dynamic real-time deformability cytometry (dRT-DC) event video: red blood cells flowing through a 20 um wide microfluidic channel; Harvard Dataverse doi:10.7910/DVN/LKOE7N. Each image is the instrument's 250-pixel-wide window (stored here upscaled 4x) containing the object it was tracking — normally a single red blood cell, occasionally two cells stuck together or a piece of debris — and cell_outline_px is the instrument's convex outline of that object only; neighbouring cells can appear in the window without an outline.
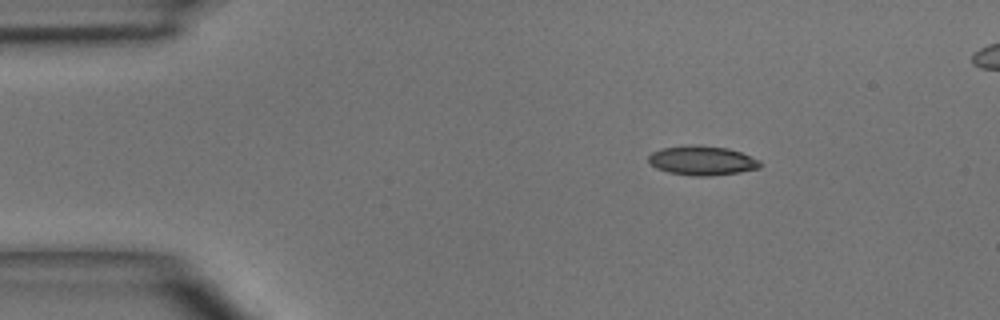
{"species": "common noctule bat (a hibernating species)", "species_latin": "Nyctalus noctula", "temperature_condition": "room temperature", "stored_images_in_passage": 6, "camera_frame_rate_fps": 3000, "um_per_image_px": 0.085, "animal": {"sex": "male", "body_mass_g": 15.6}, "frame": {"image": 1, "passage_image": 2, "time_ms": 1.0, "image_size_px": [1000, 320], "cell_outline_px": [[760, 168], [740, 172], [712, 176], [692, 176], [668, 172], [656, 168], [648, 164], [648, 156], [652, 152], [660, 148], [688, 144], [728, 148], [740, 152], [760, 160]], "centroid_in_image_um": [59.63, 13.65], "position_along_channel_um": 25.4, "area_um2": 19.31}}
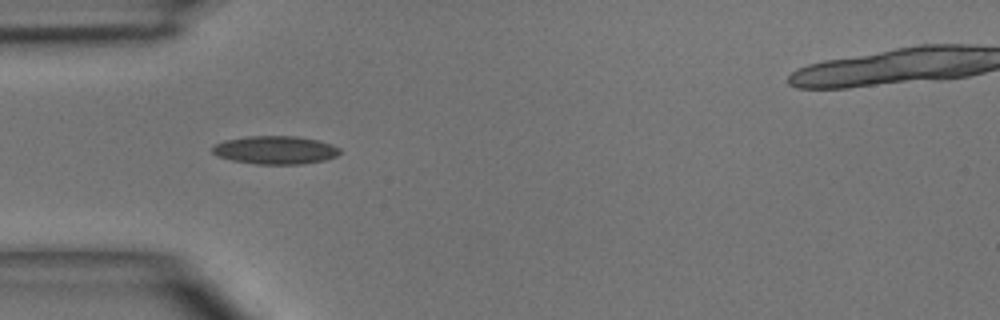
{"frame": {"image": 2, "passage_image": 4, "time_ms": 3.333, "image_size_px": [1000, 320], "cell_outline_px": [[340, 152], [336, 156], [324, 160], [300, 164], [256, 164], [232, 160], [220, 156], [212, 152], [212, 148], [216, 144], [224, 140], [244, 136], [296, 136], [320, 140], [332, 144], [340, 148]], "centroid_in_image_um": [23.42, 12.74], "position_along_channel_um": 61.6, "area_um2": 20.92}}
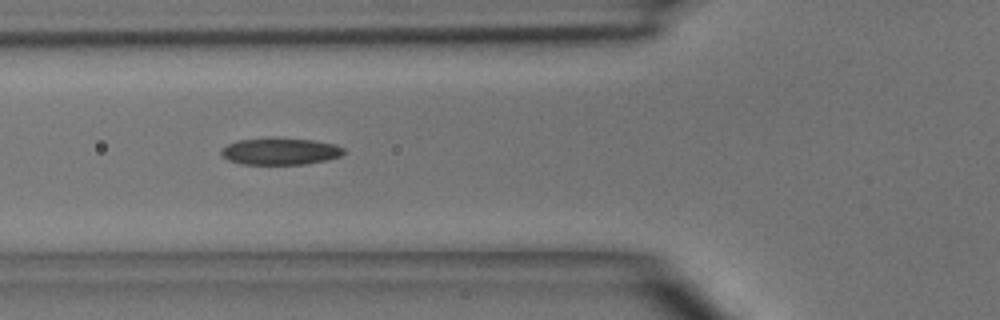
{"frame": {"image": 3, "passage_image": 5, "time_ms": 4.333, "image_size_px": [1000, 320], "cell_outline_px": [[344, 152], [340, 156], [328, 160], [304, 164], [240, 164], [228, 160], [220, 152], [228, 144], [236, 140], [312, 140], [336, 144], [344, 148]], "centroid_in_image_um": [23.85, 12.9], "position_along_channel_um": 101.9, "area_um2": 18.44}}